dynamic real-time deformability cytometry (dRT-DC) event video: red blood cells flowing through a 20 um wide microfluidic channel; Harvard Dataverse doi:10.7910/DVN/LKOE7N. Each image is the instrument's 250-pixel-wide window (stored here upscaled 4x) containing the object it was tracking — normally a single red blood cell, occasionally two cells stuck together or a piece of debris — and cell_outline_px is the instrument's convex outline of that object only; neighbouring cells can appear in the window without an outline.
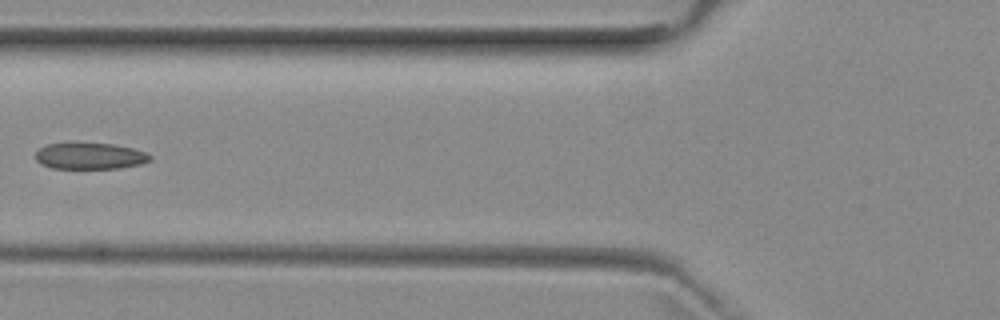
{"species": "common noctule bat (a hibernating species)", "species_latin": "Nyctalus noctula", "temperature_condition": "room temperature", "stored_images_in_passage": 5, "camera_frame_rate_fps": 3000, "um_per_image_px": 0.085, "animal": {"sex": "female", "body_mass_g": 29.2, "forearm_length_mm": 56.3}, "frame": {"image": 1, "passage_image": 5, "time_ms": 4.333, "image_size_px": [1000, 320], "cell_outline_px": [[152, 160], [140, 164], [120, 168], [52, 168], [40, 164], [36, 160], [36, 152], [40, 148], [48, 144], [116, 144], [132, 148], [144, 152], [152, 156]], "centroid_in_image_um": [7.66, 13.27], "position_along_channel_um": 118.1, "area_um2": 17.34}}